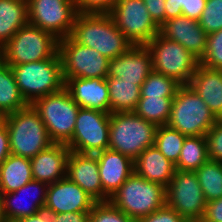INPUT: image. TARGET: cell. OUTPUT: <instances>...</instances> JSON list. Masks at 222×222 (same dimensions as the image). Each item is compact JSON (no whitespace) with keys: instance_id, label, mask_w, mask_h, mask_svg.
<instances>
[{"instance_id":"42","label":"cell","mask_w":222,"mask_h":222,"mask_svg":"<svg viewBox=\"0 0 222 222\" xmlns=\"http://www.w3.org/2000/svg\"><path fill=\"white\" fill-rule=\"evenodd\" d=\"M201 222H222V197L206 202L205 213Z\"/></svg>"},{"instance_id":"13","label":"cell","mask_w":222,"mask_h":222,"mask_svg":"<svg viewBox=\"0 0 222 222\" xmlns=\"http://www.w3.org/2000/svg\"><path fill=\"white\" fill-rule=\"evenodd\" d=\"M110 113L80 108L71 141L66 145L71 151L96 154L109 148Z\"/></svg>"},{"instance_id":"17","label":"cell","mask_w":222,"mask_h":222,"mask_svg":"<svg viewBox=\"0 0 222 222\" xmlns=\"http://www.w3.org/2000/svg\"><path fill=\"white\" fill-rule=\"evenodd\" d=\"M97 202L67 177L48 185L45 205L56 214L90 212Z\"/></svg>"},{"instance_id":"37","label":"cell","mask_w":222,"mask_h":222,"mask_svg":"<svg viewBox=\"0 0 222 222\" xmlns=\"http://www.w3.org/2000/svg\"><path fill=\"white\" fill-rule=\"evenodd\" d=\"M200 64L213 69H222V29L207 38V48Z\"/></svg>"},{"instance_id":"34","label":"cell","mask_w":222,"mask_h":222,"mask_svg":"<svg viewBox=\"0 0 222 222\" xmlns=\"http://www.w3.org/2000/svg\"><path fill=\"white\" fill-rule=\"evenodd\" d=\"M207 0H165V21L181 15L199 21Z\"/></svg>"},{"instance_id":"2","label":"cell","mask_w":222,"mask_h":222,"mask_svg":"<svg viewBox=\"0 0 222 222\" xmlns=\"http://www.w3.org/2000/svg\"><path fill=\"white\" fill-rule=\"evenodd\" d=\"M8 129L11 154L32 159L53 144L32 105L1 118Z\"/></svg>"},{"instance_id":"1","label":"cell","mask_w":222,"mask_h":222,"mask_svg":"<svg viewBox=\"0 0 222 222\" xmlns=\"http://www.w3.org/2000/svg\"><path fill=\"white\" fill-rule=\"evenodd\" d=\"M70 37L78 44L95 49L109 60L133 46L109 14L78 13Z\"/></svg>"},{"instance_id":"45","label":"cell","mask_w":222,"mask_h":222,"mask_svg":"<svg viewBox=\"0 0 222 222\" xmlns=\"http://www.w3.org/2000/svg\"><path fill=\"white\" fill-rule=\"evenodd\" d=\"M90 212H67L56 214L54 222H89Z\"/></svg>"},{"instance_id":"36","label":"cell","mask_w":222,"mask_h":222,"mask_svg":"<svg viewBox=\"0 0 222 222\" xmlns=\"http://www.w3.org/2000/svg\"><path fill=\"white\" fill-rule=\"evenodd\" d=\"M199 24L208 35L222 29V0H207Z\"/></svg>"},{"instance_id":"18","label":"cell","mask_w":222,"mask_h":222,"mask_svg":"<svg viewBox=\"0 0 222 222\" xmlns=\"http://www.w3.org/2000/svg\"><path fill=\"white\" fill-rule=\"evenodd\" d=\"M160 33L181 44L199 61L204 57L208 34L201 28L199 21L181 15L165 21L160 26Z\"/></svg>"},{"instance_id":"4","label":"cell","mask_w":222,"mask_h":222,"mask_svg":"<svg viewBox=\"0 0 222 222\" xmlns=\"http://www.w3.org/2000/svg\"><path fill=\"white\" fill-rule=\"evenodd\" d=\"M19 91L28 105L64 88L59 52L52 58L11 66Z\"/></svg>"},{"instance_id":"27","label":"cell","mask_w":222,"mask_h":222,"mask_svg":"<svg viewBox=\"0 0 222 222\" xmlns=\"http://www.w3.org/2000/svg\"><path fill=\"white\" fill-rule=\"evenodd\" d=\"M109 90L110 113L134 112L141 98V86L123 82L118 77H106Z\"/></svg>"},{"instance_id":"41","label":"cell","mask_w":222,"mask_h":222,"mask_svg":"<svg viewBox=\"0 0 222 222\" xmlns=\"http://www.w3.org/2000/svg\"><path fill=\"white\" fill-rule=\"evenodd\" d=\"M146 8L154 20L160 27L165 22V0H143Z\"/></svg>"},{"instance_id":"28","label":"cell","mask_w":222,"mask_h":222,"mask_svg":"<svg viewBox=\"0 0 222 222\" xmlns=\"http://www.w3.org/2000/svg\"><path fill=\"white\" fill-rule=\"evenodd\" d=\"M27 106L19 91L11 66L0 58V119Z\"/></svg>"},{"instance_id":"39","label":"cell","mask_w":222,"mask_h":222,"mask_svg":"<svg viewBox=\"0 0 222 222\" xmlns=\"http://www.w3.org/2000/svg\"><path fill=\"white\" fill-rule=\"evenodd\" d=\"M117 0H77L78 13L108 14Z\"/></svg>"},{"instance_id":"5","label":"cell","mask_w":222,"mask_h":222,"mask_svg":"<svg viewBox=\"0 0 222 222\" xmlns=\"http://www.w3.org/2000/svg\"><path fill=\"white\" fill-rule=\"evenodd\" d=\"M109 149L135 161L147 148L154 145L157 126L134 112L110 113Z\"/></svg>"},{"instance_id":"9","label":"cell","mask_w":222,"mask_h":222,"mask_svg":"<svg viewBox=\"0 0 222 222\" xmlns=\"http://www.w3.org/2000/svg\"><path fill=\"white\" fill-rule=\"evenodd\" d=\"M146 46L155 72L174 78L181 85L189 84L200 63L190 51L160 32Z\"/></svg>"},{"instance_id":"35","label":"cell","mask_w":222,"mask_h":222,"mask_svg":"<svg viewBox=\"0 0 222 222\" xmlns=\"http://www.w3.org/2000/svg\"><path fill=\"white\" fill-rule=\"evenodd\" d=\"M89 222H136L110 202H97L90 211Z\"/></svg>"},{"instance_id":"26","label":"cell","mask_w":222,"mask_h":222,"mask_svg":"<svg viewBox=\"0 0 222 222\" xmlns=\"http://www.w3.org/2000/svg\"><path fill=\"white\" fill-rule=\"evenodd\" d=\"M27 24L29 12L26 0H0V49Z\"/></svg>"},{"instance_id":"7","label":"cell","mask_w":222,"mask_h":222,"mask_svg":"<svg viewBox=\"0 0 222 222\" xmlns=\"http://www.w3.org/2000/svg\"><path fill=\"white\" fill-rule=\"evenodd\" d=\"M217 118L202 98L189 86L181 85L173 99L167 125L186 137L205 136Z\"/></svg>"},{"instance_id":"33","label":"cell","mask_w":222,"mask_h":222,"mask_svg":"<svg viewBox=\"0 0 222 222\" xmlns=\"http://www.w3.org/2000/svg\"><path fill=\"white\" fill-rule=\"evenodd\" d=\"M181 86L174 78L167 77L154 70L141 86V97H175Z\"/></svg>"},{"instance_id":"43","label":"cell","mask_w":222,"mask_h":222,"mask_svg":"<svg viewBox=\"0 0 222 222\" xmlns=\"http://www.w3.org/2000/svg\"><path fill=\"white\" fill-rule=\"evenodd\" d=\"M55 216L56 213L51 208L43 205L33 215L23 217L16 222H54Z\"/></svg>"},{"instance_id":"3","label":"cell","mask_w":222,"mask_h":222,"mask_svg":"<svg viewBox=\"0 0 222 222\" xmlns=\"http://www.w3.org/2000/svg\"><path fill=\"white\" fill-rule=\"evenodd\" d=\"M109 202L138 222L166 205V187L133 172Z\"/></svg>"},{"instance_id":"20","label":"cell","mask_w":222,"mask_h":222,"mask_svg":"<svg viewBox=\"0 0 222 222\" xmlns=\"http://www.w3.org/2000/svg\"><path fill=\"white\" fill-rule=\"evenodd\" d=\"M47 188L48 184L33 179L15 192L2 194L7 221L16 222L23 217L33 215L40 206L45 205ZM24 194L32 197L30 202L27 201L28 198H22L21 195ZM24 199L28 202L27 205L23 202Z\"/></svg>"},{"instance_id":"21","label":"cell","mask_w":222,"mask_h":222,"mask_svg":"<svg viewBox=\"0 0 222 222\" xmlns=\"http://www.w3.org/2000/svg\"><path fill=\"white\" fill-rule=\"evenodd\" d=\"M96 157L103 192L110 198L134 172V161L109 148L96 153Z\"/></svg>"},{"instance_id":"23","label":"cell","mask_w":222,"mask_h":222,"mask_svg":"<svg viewBox=\"0 0 222 222\" xmlns=\"http://www.w3.org/2000/svg\"><path fill=\"white\" fill-rule=\"evenodd\" d=\"M206 103L217 119H222V69L199 63L188 84Z\"/></svg>"},{"instance_id":"30","label":"cell","mask_w":222,"mask_h":222,"mask_svg":"<svg viewBox=\"0 0 222 222\" xmlns=\"http://www.w3.org/2000/svg\"><path fill=\"white\" fill-rule=\"evenodd\" d=\"M174 97H141L134 113L157 127L167 125Z\"/></svg>"},{"instance_id":"31","label":"cell","mask_w":222,"mask_h":222,"mask_svg":"<svg viewBox=\"0 0 222 222\" xmlns=\"http://www.w3.org/2000/svg\"><path fill=\"white\" fill-rule=\"evenodd\" d=\"M206 202L222 197V163L208 160L195 171Z\"/></svg>"},{"instance_id":"22","label":"cell","mask_w":222,"mask_h":222,"mask_svg":"<svg viewBox=\"0 0 222 222\" xmlns=\"http://www.w3.org/2000/svg\"><path fill=\"white\" fill-rule=\"evenodd\" d=\"M70 152L65 144L57 143L39 152L30 159L33 179L49 185L65 178Z\"/></svg>"},{"instance_id":"46","label":"cell","mask_w":222,"mask_h":222,"mask_svg":"<svg viewBox=\"0 0 222 222\" xmlns=\"http://www.w3.org/2000/svg\"><path fill=\"white\" fill-rule=\"evenodd\" d=\"M0 222H8L4 213L2 194L0 193Z\"/></svg>"},{"instance_id":"38","label":"cell","mask_w":222,"mask_h":222,"mask_svg":"<svg viewBox=\"0 0 222 222\" xmlns=\"http://www.w3.org/2000/svg\"><path fill=\"white\" fill-rule=\"evenodd\" d=\"M205 136L209 160L222 163V119H218Z\"/></svg>"},{"instance_id":"44","label":"cell","mask_w":222,"mask_h":222,"mask_svg":"<svg viewBox=\"0 0 222 222\" xmlns=\"http://www.w3.org/2000/svg\"><path fill=\"white\" fill-rule=\"evenodd\" d=\"M10 154L8 129L5 122L0 119V165Z\"/></svg>"},{"instance_id":"40","label":"cell","mask_w":222,"mask_h":222,"mask_svg":"<svg viewBox=\"0 0 222 222\" xmlns=\"http://www.w3.org/2000/svg\"><path fill=\"white\" fill-rule=\"evenodd\" d=\"M138 222H189L180 216L174 209L163 206L156 212L151 213L147 217L140 219Z\"/></svg>"},{"instance_id":"14","label":"cell","mask_w":222,"mask_h":222,"mask_svg":"<svg viewBox=\"0 0 222 222\" xmlns=\"http://www.w3.org/2000/svg\"><path fill=\"white\" fill-rule=\"evenodd\" d=\"M29 24L55 35L70 36L78 14L75 0H27Z\"/></svg>"},{"instance_id":"8","label":"cell","mask_w":222,"mask_h":222,"mask_svg":"<svg viewBox=\"0 0 222 222\" xmlns=\"http://www.w3.org/2000/svg\"><path fill=\"white\" fill-rule=\"evenodd\" d=\"M33 108L45 124L53 143L67 145L73 136L80 106L73 100L67 89L37 99Z\"/></svg>"},{"instance_id":"29","label":"cell","mask_w":222,"mask_h":222,"mask_svg":"<svg viewBox=\"0 0 222 222\" xmlns=\"http://www.w3.org/2000/svg\"><path fill=\"white\" fill-rule=\"evenodd\" d=\"M208 160L206 136H189L184 140L175 169L195 172Z\"/></svg>"},{"instance_id":"12","label":"cell","mask_w":222,"mask_h":222,"mask_svg":"<svg viewBox=\"0 0 222 222\" xmlns=\"http://www.w3.org/2000/svg\"><path fill=\"white\" fill-rule=\"evenodd\" d=\"M63 78H106L109 59L70 36L59 39Z\"/></svg>"},{"instance_id":"16","label":"cell","mask_w":222,"mask_h":222,"mask_svg":"<svg viewBox=\"0 0 222 222\" xmlns=\"http://www.w3.org/2000/svg\"><path fill=\"white\" fill-rule=\"evenodd\" d=\"M66 177L76 183L96 202H109L100 181L96 154L71 151L67 161Z\"/></svg>"},{"instance_id":"6","label":"cell","mask_w":222,"mask_h":222,"mask_svg":"<svg viewBox=\"0 0 222 222\" xmlns=\"http://www.w3.org/2000/svg\"><path fill=\"white\" fill-rule=\"evenodd\" d=\"M59 52V39L46 30L27 24L0 49V58L9 66L37 62Z\"/></svg>"},{"instance_id":"11","label":"cell","mask_w":222,"mask_h":222,"mask_svg":"<svg viewBox=\"0 0 222 222\" xmlns=\"http://www.w3.org/2000/svg\"><path fill=\"white\" fill-rule=\"evenodd\" d=\"M108 14L133 46L147 45L160 32L143 0H117Z\"/></svg>"},{"instance_id":"15","label":"cell","mask_w":222,"mask_h":222,"mask_svg":"<svg viewBox=\"0 0 222 222\" xmlns=\"http://www.w3.org/2000/svg\"><path fill=\"white\" fill-rule=\"evenodd\" d=\"M152 71V55L149 48L146 45H135L109 61L107 77H118L123 82H135L142 86Z\"/></svg>"},{"instance_id":"25","label":"cell","mask_w":222,"mask_h":222,"mask_svg":"<svg viewBox=\"0 0 222 222\" xmlns=\"http://www.w3.org/2000/svg\"><path fill=\"white\" fill-rule=\"evenodd\" d=\"M33 180L31 161L10 154L0 165V193L15 192Z\"/></svg>"},{"instance_id":"10","label":"cell","mask_w":222,"mask_h":222,"mask_svg":"<svg viewBox=\"0 0 222 222\" xmlns=\"http://www.w3.org/2000/svg\"><path fill=\"white\" fill-rule=\"evenodd\" d=\"M166 205L189 222L202 220L206 200L195 172L175 170L166 187Z\"/></svg>"},{"instance_id":"19","label":"cell","mask_w":222,"mask_h":222,"mask_svg":"<svg viewBox=\"0 0 222 222\" xmlns=\"http://www.w3.org/2000/svg\"><path fill=\"white\" fill-rule=\"evenodd\" d=\"M73 100L86 109L110 113L109 90L106 78H63Z\"/></svg>"},{"instance_id":"32","label":"cell","mask_w":222,"mask_h":222,"mask_svg":"<svg viewBox=\"0 0 222 222\" xmlns=\"http://www.w3.org/2000/svg\"><path fill=\"white\" fill-rule=\"evenodd\" d=\"M186 136L168 125L159 126L156 130L154 146L174 165L179 160Z\"/></svg>"},{"instance_id":"24","label":"cell","mask_w":222,"mask_h":222,"mask_svg":"<svg viewBox=\"0 0 222 222\" xmlns=\"http://www.w3.org/2000/svg\"><path fill=\"white\" fill-rule=\"evenodd\" d=\"M175 165L153 145L134 161V172L150 182L167 187L174 176Z\"/></svg>"}]
</instances>
